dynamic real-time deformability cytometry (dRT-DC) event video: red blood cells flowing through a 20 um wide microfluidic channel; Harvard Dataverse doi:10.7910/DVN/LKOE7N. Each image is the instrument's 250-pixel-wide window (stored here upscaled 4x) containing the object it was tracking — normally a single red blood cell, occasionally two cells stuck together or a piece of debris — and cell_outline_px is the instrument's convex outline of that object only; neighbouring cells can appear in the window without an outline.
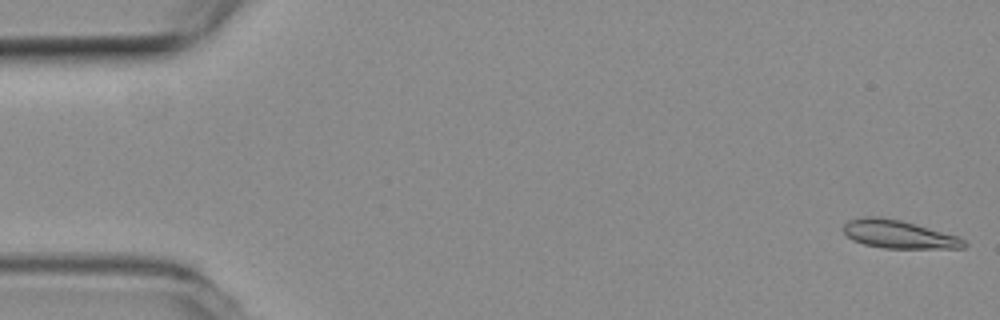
{"species": "common noctule bat (a hibernating species)", "species_latin": "Nyctalus noctula", "temperature_condition": "room temperature", "stored_images_in_passage": 53, "camera_frame_rate_fps": 3000, "um_per_image_px": 0.085, "animal": {"sex": "female", "body_mass_g": 19.3, "forearm_length_mm": 54.1}, "frame": {"image": 1, "passage_image": 1, "time_ms": 0.0, "image_size_px": [1000, 320], "cell_outline_px": [[968, 244], [964, 248], [884, 248], [864, 244], [852, 240], [844, 232], [844, 224], [848, 220], [864, 216], [880, 216], [900, 220], [956, 236], [964, 240]], "centroid_in_image_um": [76.35, 19.91], "position_along_channel_um": 8.7, "area_um2": 19.54}}
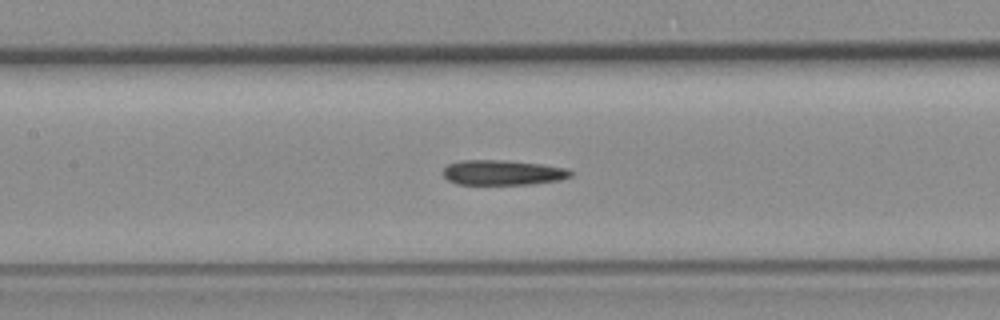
{"frame": {"image": 2, "passage_image": 24, "time_ms": 7.667, "image_size_px": [1000, 320], "cell_outline_px": [[572, 176], [560, 180], [532, 184], [456, 184], [448, 180], [444, 176], [444, 168], [448, 164], [460, 160], [504, 160], [544, 164], [568, 168], [572, 172]], "centroid_in_image_um": [42.76, 14.66], "position_along_channel_um": 164.6, "area_um2": 18.73}}
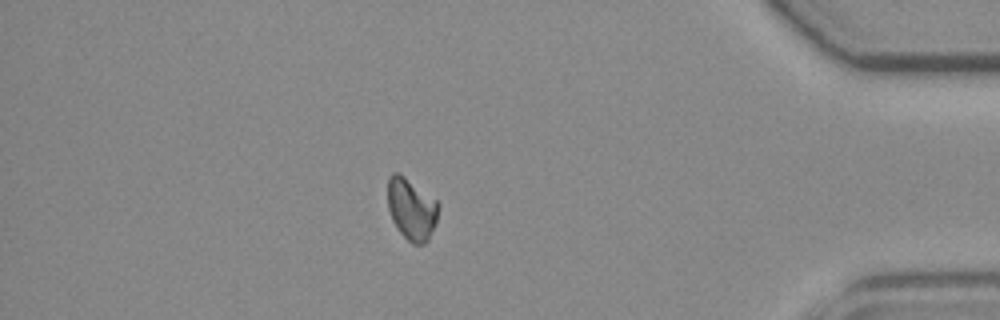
{"frame": {"image": 3, "passage_image": 46, "time_ms": 15.0, "image_size_px": [1000, 320], "cell_outline_px": [[440, 204], [436, 220], [428, 240], [424, 244], [412, 244], [396, 228], [392, 220], [388, 208], [388, 176], [392, 172], [400, 172], [436, 200]], "centroid_in_image_um": [34.96, 17.74], "position_along_channel_um": 400.2, "area_um2": 18.32}, "authors_computed_cell_mechanics": {"area_um2": 18.6694, "velocity_mm_per_s": 3.8067, "shape_relaxation_time_tau1_ms": 9.7111, "shape_relaxation_time_tau2_ms": 7.028, "deformation_change_tau1": 0.1542, "deformation_change_tau2": 0.1376}}